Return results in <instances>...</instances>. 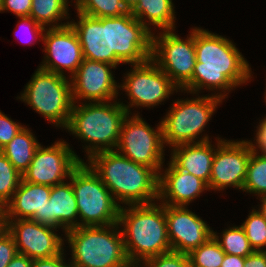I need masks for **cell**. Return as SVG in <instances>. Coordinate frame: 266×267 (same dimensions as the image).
I'll use <instances>...</instances> for the list:
<instances>
[{
  "instance_id": "cell-21",
  "label": "cell",
  "mask_w": 266,
  "mask_h": 267,
  "mask_svg": "<svg viewBox=\"0 0 266 267\" xmlns=\"http://www.w3.org/2000/svg\"><path fill=\"white\" fill-rule=\"evenodd\" d=\"M66 182L52 186L49 201L44 207V218L39 222L42 225L61 228L64 234L78 227L77 201L71 182Z\"/></svg>"
},
{
  "instance_id": "cell-3",
  "label": "cell",
  "mask_w": 266,
  "mask_h": 267,
  "mask_svg": "<svg viewBox=\"0 0 266 267\" xmlns=\"http://www.w3.org/2000/svg\"><path fill=\"white\" fill-rule=\"evenodd\" d=\"M125 207V208H124ZM125 252L131 264L172 251L167 234L165 204L121 206L118 217Z\"/></svg>"
},
{
  "instance_id": "cell-45",
  "label": "cell",
  "mask_w": 266,
  "mask_h": 267,
  "mask_svg": "<svg viewBox=\"0 0 266 267\" xmlns=\"http://www.w3.org/2000/svg\"><path fill=\"white\" fill-rule=\"evenodd\" d=\"M121 1L128 10H130L137 2V0H121Z\"/></svg>"
},
{
  "instance_id": "cell-36",
  "label": "cell",
  "mask_w": 266,
  "mask_h": 267,
  "mask_svg": "<svg viewBox=\"0 0 266 267\" xmlns=\"http://www.w3.org/2000/svg\"><path fill=\"white\" fill-rule=\"evenodd\" d=\"M18 253L14 238L9 232L0 237V267H7Z\"/></svg>"
},
{
  "instance_id": "cell-22",
  "label": "cell",
  "mask_w": 266,
  "mask_h": 267,
  "mask_svg": "<svg viewBox=\"0 0 266 267\" xmlns=\"http://www.w3.org/2000/svg\"><path fill=\"white\" fill-rule=\"evenodd\" d=\"M51 188L22 179L14 195L6 203L8 220L32 219L39 223L44 218V207L49 201Z\"/></svg>"
},
{
  "instance_id": "cell-11",
  "label": "cell",
  "mask_w": 266,
  "mask_h": 267,
  "mask_svg": "<svg viewBox=\"0 0 266 267\" xmlns=\"http://www.w3.org/2000/svg\"><path fill=\"white\" fill-rule=\"evenodd\" d=\"M127 71L119 89L125 91L129 102L122 106L132 115L131 108L158 106L180 89L151 59L142 64H133ZM122 88V89H121Z\"/></svg>"
},
{
  "instance_id": "cell-41",
  "label": "cell",
  "mask_w": 266,
  "mask_h": 267,
  "mask_svg": "<svg viewBox=\"0 0 266 267\" xmlns=\"http://www.w3.org/2000/svg\"><path fill=\"white\" fill-rule=\"evenodd\" d=\"M33 260L24 254L17 253L7 267H31Z\"/></svg>"
},
{
  "instance_id": "cell-30",
  "label": "cell",
  "mask_w": 266,
  "mask_h": 267,
  "mask_svg": "<svg viewBox=\"0 0 266 267\" xmlns=\"http://www.w3.org/2000/svg\"><path fill=\"white\" fill-rule=\"evenodd\" d=\"M187 255L190 267H220L225 252L211 236L205 243L191 250Z\"/></svg>"
},
{
  "instance_id": "cell-5",
  "label": "cell",
  "mask_w": 266,
  "mask_h": 267,
  "mask_svg": "<svg viewBox=\"0 0 266 267\" xmlns=\"http://www.w3.org/2000/svg\"><path fill=\"white\" fill-rule=\"evenodd\" d=\"M118 223L109 226H82L70 229L65 238L71 249V267H127V258Z\"/></svg>"
},
{
  "instance_id": "cell-25",
  "label": "cell",
  "mask_w": 266,
  "mask_h": 267,
  "mask_svg": "<svg viewBox=\"0 0 266 267\" xmlns=\"http://www.w3.org/2000/svg\"><path fill=\"white\" fill-rule=\"evenodd\" d=\"M40 145L36 136L25 126L0 151L6 156L15 169L23 175L30 166L34 153Z\"/></svg>"
},
{
  "instance_id": "cell-6",
  "label": "cell",
  "mask_w": 266,
  "mask_h": 267,
  "mask_svg": "<svg viewBox=\"0 0 266 267\" xmlns=\"http://www.w3.org/2000/svg\"><path fill=\"white\" fill-rule=\"evenodd\" d=\"M223 99L210 95L178 99L171 104L163 119L162 133L164 146L173 148L177 145L209 141V136L201 134L207 123L220 106ZM201 134V138L199 137Z\"/></svg>"
},
{
  "instance_id": "cell-37",
  "label": "cell",
  "mask_w": 266,
  "mask_h": 267,
  "mask_svg": "<svg viewBox=\"0 0 266 267\" xmlns=\"http://www.w3.org/2000/svg\"><path fill=\"white\" fill-rule=\"evenodd\" d=\"M21 25V27L22 28H25V30L27 29L28 30V34L30 35V34H32V35H30V36H32V40H34L35 38V40H37V39H39V41H41L40 40V38L42 39V37H43V32H44V30H45V28L43 27V26H41L40 24H38L36 21H34L30 16H28V17H19V21H18V27L16 26V32H15V36H16V33L17 32H19L20 30H19V27H20V25ZM25 26V27H24ZM30 29V30H29ZM24 30V31H25ZM18 34V33H17ZM39 37V38H38ZM31 38V37H30ZM28 39V38H27ZM31 39H29V41H30ZM29 41H24L26 44H34L32 41H30V43H29ZM22 42V41H21Z\"/></svg>"
},
{
  "instance_id": "cell-12",
  "label": "cell",
  "mask_w": 266,
  "mask_h": 267,
  "mask_svg": "<svg viewBox=\"0 0 266 267\" xmlns=\"http://www.w3.org/2000/svg\"><path fill=\"white\" fill-rule=\"evenodd\" d=\"M217 145L212 162L209 190L223 191L233 187L243 191L252 153V140H226L216 137Z\"/></svg>"
},
{
  "instance_id": "cell-38",
  "label": "cell",
  "mask_w": 266,
  "mask_h": 267,
  "mask_svg": "<svg viewBox=\"0 0 266 267\" xmlns=\"http://www.w3.org/2000/svg\"><path fill=\"white\" fill-rule=\"evenodd\" d=\"M64 253L63 251L51 258L34 259L31 267H71V263H66Z\"/></svg>"
},
{
  "instance_id": "cell-14",
  "label": "cell",
  "mask_w": 266,
  "mask_h": 267,
  "mask_svg": "<svg viewBox=\"0 0 266 267\" xmlns=\"http://www.w3.org/2000/svg\"><path fill=\"white\" fill-rule=\"evenodd\" d=\"M152 33L130 11L109 17L110 51L123 64H142L151 59Z\"/></svg>"
},
{
  "instance_id": "cell-2",
  "label": "cell",
  "mask_w": 266,
  "mask_h": 267,
  "mask_svg": "<svg viewBox=\"0 0 266 267\" xmlns=\"http://www.w3.org/2000/svg\"><path fill=\"white\" fill-rule=\"evenodd\" d=\"M122 205L149 204L159 199V175L116 150L98 152L86 162Z\"/></svg>"
},
{
  "instance_id": "cell-10",
  "label": "cell",
  "mask_w": 266,
  "mask_h": 267,
  "mask_svg": "<svg viewBox=\"0 0 266 267\" xmlns=\"http://www.w3.org/2000/svg\"><path fill=\"white\" fill-rule=\"evenodd\" d=\"M175 30L152 33L151 60L181 90L191 79L196 63L195 27L186 39Z\"/></svg>"
},
{
  "instance_id": "cell-16",
  "label": "cell",
  "mask_w": 266,
  "mask_h": 267,
  "mask_svg": "<svg viewBox=\"0 0 266 267\" xmlns=\"http://www.w3.org/2000/svg\"><path fill=\"white\" fill-rule=\"evenodd\" d=\"M44 43V60L39 68L71 77L83 61L78 36L70 24L59 28H45L41 39Z\"/></svg>"
},
{
  "instance_id": "cell-33",
  "label": "cell",
  "mask_w": 266,
  "mask_h": 267,
  "mask_svg": "<svg viewBox=\"0 0 266 267\" xmlns=\"http://www.w3.org/2000/svg\"><path fill=\"white\" fill-rule=\"evenodd\" d=\"M141 267H190L186 253L170 251L144 260Z\"/></svg>"
},
{
  "instance_id": "cell-39",
  "label": "cell",
  "mask_w": 266,
  "mask_h": 267,
  "mask_svg": "<svg viewBox=\"0 0 266 267\" xmlns=\"http://www.w3.org/2000/svg\"><path fill=\"white\" fill-rule=\"evenodd\" d=\"M253 144L254 147L261 151V153L266 154V116L260 120L257 126L256 135H254Z\"/></svg>"
},
{
  "instance_id": "cell-46",
  "label": "cell",
  "mask_w": 266,
  "mask_h": 267,
  "mask_svg": "<svg viewBox=\"0 0 266 267\" xmlns=\"http://www.w3.org/2000/svg\"><path fill=\"white\" fill-rule=\"evenodd\" d=\"M127 267H141L140 264H129Z\"/></svg>"
},
{
  "instance_id": "cell-7",
  "label": "cell",
  "mask_w": 266,
  "mask_h": 267,
  "mask_svg": "<svg viewBox=\"0 0 266 267\" xmlns=\"http://www.w3.org/2000/svg\"><path fill=\"white\" fill-rule=\"evenodd\" d=\"M37 68L16 97L56 127L65 129L74 105L70 78ZM63 127V128H62Z\"/></svg>"
},
{
  "instance_id": "cell-9",
  "label": "cell",
  "mask_w": 266,
  "mask_h": 267,
  "mask_svg": "<svg viewBox=\"0 0 266 267\" xmlns=\"http://www.w3.org/2000/svg\"><path fill=\"white\" fill-rule=\"evenodd\" d=\"M165 148L161 121L155 129L138 112L127 115L115 149L117 152L137 164L153 169L159 175L165 161Z\"/></svg>"
},
{
  "instance_id": "cell-13",
  "label": "cell",
  "mask_w": 266,
  "mask_h": 267,
  "mask_svg": "<svg viewBox=\"0 0 266 267\" xmlns=\"http://www.w3.org/2000/svg\"><path fill=\"white\" fill-rule=\"evenodd\" d=\"M72 149L63 139L55 141L49 147L40 145L22 179L50 187L65 182L72 171L84 162Z\"/></svg>"
},
{
  "instance_id": "cell-17",
  "label": "cell",
  "mask_w": 266,
  "mask_h": 267,
  "mask_svg": "<svg viewBox=\"0 0 266 267\" xmlns=\"http://www.w3.org/2000/svg\"><path fill=\"white\" fill-rule=\"evenodd\" d=\"M56 231L57 228L42 225L32 219L8 220V232L14 238L18 253L32 260L51 258L64 251L66 240Z\"/></svg>"
},
{
  "instance_id": "cell-1",
  "label": "cell",
  "mask_w": 266,
  "mask_h": 267,
  "mask_svg": "<svg viewBox=\"0 0 266 267\" xmlns=\"http://www.w3.org/2000/svg\"><path fill=\"white\" fill-rule=\"evenodd\" d=\"M195 49L192 79L181 92L198 95L204 89L216 90L220 92L214 91L212 95L225 100L231 90L251 82V67L229 38L195 27Z\"/></svg>"
},
{
  "instance_id": "cell-29",
  "label": "cell",
  "mask_w": 266,
  "mask_h": 267,
  "mask_svg": "<svg viewBox=\"0 0 266 267\" xmlns=\"http://www.w3.org/2000/svg\"><path fill=\"white\" fill-rule=\"evenodd\" d=\"M78 12L95 17H120L129 12L121 0H73Z\"/></svg>"
},
{
  "instance_id": "cell-26",
  "label": "cell",
  "mask_w": 266,
  "mask_h": 267,
  "mask_svg": "<svg viewBox=\"0 0 266 267\" xmlns=\"http://www.w3.org/2000/svg\"><path fill=\"white\" fill-rule=\"evenodd\" d=\"M68 4L69 0H32L29 16L44 28L63 27L70 22ZM65 19L68 21L62 23Z\"/></svg>"
},
{
  "instance_id": "cell-43",
  "label": "cell",
  "mask_w": 266,
  "mask_h": 267,
  "mask_svg": "<svg viewBox=\"0 0 266 267\" xmlns=\"http://www.w3.org/2000/svg\"><path fill=\"white\" fill-rule=\"evenodd\" d=\"M8 232V217L6 204L0 203V237Z\"/></svg>"
},
{
  "instance_id": "cell-34",
  "label": "cell",
  "mask_w": 266,
  "mask_h": 267,
  "mask_svg": "<svg viewBox=\"0 0 266 267\" xmlns=\"http://www.w3.org/2000/svg\"><path fill=\"white\" fill-rule=\"evenodd\" d=\"M25 126L13 121L0 110V150L5 147Z\"/></svg>"
},
{
  "instance_id": "cell-47",
  "label": "cell",
  "mask_w": 266,
  "mask_h": 267,
  "mask_svg": "<svg viewBox=\"0 0 266 267\" xmlns=\"http://www.w3.org/2000/svg\"><path fill=\"white\" fill-rule=\"evenodd\" d=\"M264 93H265V94H264V95H265V97H264V100H266V90H265V92H264ZM265 103H266V101H265Z\"/></svg>"
},
{
  "instance_id": "cell-27",
  "label": "cell",
  "mask_w": 266,
  "mask_h": 267,
  "mask_svg": "<svg viewBox=\"0 0 266 267\" xmlns=\"http://www.w3.org/2000/svg\"><path fill=\"white\" fill-rule=\"evenodd\" d=\"M243 192L257 197L266 195V154L260 153L253 142Z\"/></svg>"
},
{
  "instance_id": "cell-31",
  "label": "cell",
  "mask_w": 266,
  "mask_h": 267,
  "mask_svg": "<svg viewBox=\"0 0 266 267\" xmlns=\"http://www.w3.org/2000/svg\"><path fill=\"white\" fill-rule=\"evenodd\" d=\"M245 222L240 225L254 251H266V220L253 208Z\"/></svg>"
},
{
  "instance_id": "cell-18",
  "label": "cell",
  "mask_w": 266,
  "mask_h": 267,
  "mask_svg": "<svg viewBox=\"0 0 266 267\" xmlns=\"http://www.w3.org/2000/svg\"><path fill=\"white\" fill-rule=\"evenodd\" d=\"M165 215L172 251L188 254L212 236L206 221L188 207L165 205Z\"/></svg>"
},
{
  "instance_id": "cell-19",
  "label": "cell",
  "mask_w": 266,
  "mask_h": 267,
  "mask_svg": "<svg viewBox=\"0 0 266 267\" xmlns=\"http://www.w3.org/2000/svg\"><path fill=\"white\" fill-rule=\"evenodd\" d=\"M79 20L69 22L76 32L82 48L83 58L109 63L117 67L122 64L110 51L109 17L95 18L77 11Z\"/></svg>"
},
{
  "instance_id": "cell-35",
  "label": "cell",
  "mask_w": 266,
  "mask_h": 267,
  "mask_svg": "<svg viewBox=\"0 0 266 267\" xmlns=\"http://www.w3.org/2000/svg\"><path fill=\"white\" fill-rule=\"evenodd\" d=\"M32 8V0H0V13L10 11L16 17H28Z\"/></svg>"
},
{
  "instance_id": "cell-24",
  "label": "cell",
  "mask_w": 266,
  "mask_h": 267,
  "mask_svg": "<svg viewBox=\"0 0 266 267\" xmlns=\"http://www.w3.org/2000/svg\"><path fill=\"white\" fill-rule=\"evenodd\" d=\"M172 1L137 0L136 4L129 11L150 32L152 31L151 25L161 31L175 30L176 12Z\"/></svg>"
},
{
  "instance_id": "cell-20",
  "label": "cell",
  "mask_w": 266,
  "mask_h": 267,
  "mask_svg": "<svg viewBox=\"0 0 266 267\" xmlns=\"http://www.w3.org/2000/svg\"><path fill=\"white\" fill-rule=\"evenodd\" d=\"M168 162V167L159 174V202L187 207L190 202L200 197L202 192L209 191L205 181L178 169L171 161Z\"/></svg>"
},
{
  "instance_id": "cell-40",
  "label": "cell",
  "mask_w": 266,
  "mask_h": 267,
  "mask_svg": "<svg viewBox=\"0 0 266 267\" xmlns=\"http://www.w3.org/2000/svg\"><path fill=\"white\" fill-rule=\"evenodd\" d=\"M243 267H266V251H254L245 257Z\"/></svg>"
},
{
  "instance_id": "cell-44",
  "label": "cell",
  "mask_w": 266,
  "mask_h": 267,
  "mask_svg": "<svg viewBox=\"0 0 266 267\" xmlns=\"http://www.w3.org/2000/svg\"><path fill=\"white\" fill-rule=\"evenodd\" d=\"M260 200V204L259 208H258V212L264 217V219L266 220V195L260 196L258 197Z\"/></svg>"
},
{
  "instance_id": "cell-23",
  "label": "cell",
  "mask_w": 266,
  "mask_h": 267,
  "mask_svg": "<svg viewBox=\"0 0 266 267\" xmlns=\"http://www.w3.org/2000/svg\"><path fill=\"white\" fill-rule=\"evenodd\" d=\"M212 140L177 145L171 149L170 161L180 170L199 177L209 184L216 151Z\"/></svg>"
},
{
  "instance_id": "cell-15",
  "label": "cell",
  "mask_w": 266,
  "mask_h": 267,
  "mask_svg": "<svg viewBox=\"0 0 266 267\" xmlns=\"http://www.w3.org/2000/svg\"><path fill=\"white\" fill-rule=\"evenodd\" d=\"M116 68L109 63L84 58L70 77L73 102H107L117 99L119 83L111 71Z\"/></svg>"
},
{
  "instance_id": "cell-32",
  "label": "cell",
  "mask_w": 266,
  "mask_h": 267,
  "mask_svg": "<svg viewBox=\"0 0 266 267\" xmlns=\"http://www.w3.org/2000/svg\"><path fill=\"white\" fill-rule=\"evenodd\" d=\"M22 175L0 151V203L6 204L19 187Z\"/></svg>"
},
{
  "instance_id": "cell-4",
  "label": "cell",
  "mask_w": 266,
  "mask_h": 267,
  "mask_svg": "<svg viewBox=\"0 0 266 267\" xmlns=\"http://www.w3.org/2000/svg\"><path fill=\"white\" fill-rule=\"evenodd\" d=\"M117 100L74 103L65 129L83 140L87 159L98 152L116 149L123 121L129 114Z\"/></svg>"
},
{
  "instance_id": "cell-28",
  "label": "cell",
  "mask_w": 266,
  "mask_h": 267,
  "mask_svg": "<svg viewBox=\"0 0 266 267\" xmlns=\"http://www.w3.org/2000/svg\"><path fill=\"white\" fill-rule=\"evenodd\" d=\"M222 231V235L212 231V236L218 242L225 254H232L241 257H247L254 252L250 242L245 235L243 228L239 226H231ZM220 237V238H219Z\"/></svg>"
},
{
  "instance_id": "cell-8",
  "label": "cell",
  "mask_w": 266,
  "mask_h": 267,
  "mask_svg": "<svg viewBox=\"0 0 266 267\" xmlns=\"http://www.w3.org/2000/svg\"><path fill=\"white\" fill-rule=\"evenodd\" d=\"M68 180L77 201L78 227L118 223L120 206L86 162H81Z\"/></svg>"
},
{
  "instance_id": "cell-42",
  "label": "cell",
  "mask_w": 266,
  "mask_h": 267,
  "mask_svg": "<svg viewBox=\"0 0 266 267\" xmlns=\"http://www.w3.org/2000/svg\"><path fill=\"white\" fill-rule=\"evenodd\" d=\"M244 266V257L225 254L224 260L221 263L220 267H243Z\"/></svg>"
}]
</instances>
